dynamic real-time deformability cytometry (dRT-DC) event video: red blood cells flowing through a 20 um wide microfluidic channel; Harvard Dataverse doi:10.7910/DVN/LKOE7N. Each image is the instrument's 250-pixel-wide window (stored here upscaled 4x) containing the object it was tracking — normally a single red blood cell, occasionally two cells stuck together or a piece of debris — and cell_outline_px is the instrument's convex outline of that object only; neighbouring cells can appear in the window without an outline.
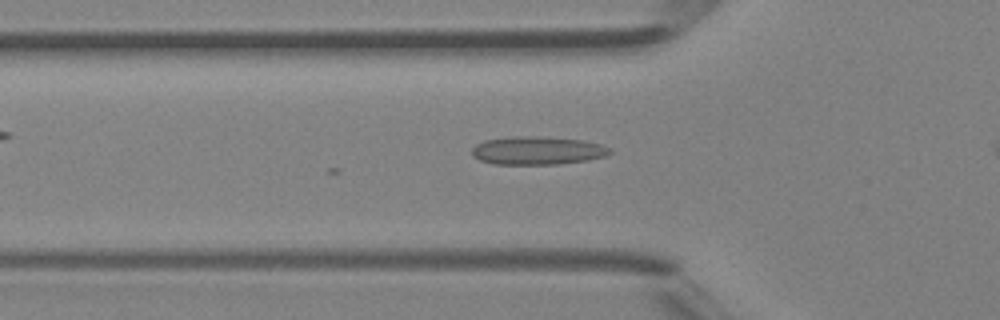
{"species": "Egyptian fruit bat (a non-hibernating species)", "species_latin": "Rousettus aegyptiacus", "temperature_condition": "room temperature", "stored_images_in_passage": 19, "camera_frame_rate_fps": 3000, "um_per_image_px": 0.085, "animal": {"sex": "female"}, "frame": {"image": 1, "passage_image": 10, "time_ms": 3.0, "image_size_px": [1000, 320], "cell_outline_px": [[612, 152], [604, 156], [588, 160], [556, 164], [492, 164], [480, 160], [472, 156], [472, 148], [476, 144], [484, 140], [516, 136], [536, 136], [580, 140], [600, 144], [612, 148]], "centroid_in_image_um": [45.66, 12.8], "position_along_channel_um": 80.1, "area_um2": 22.6}}